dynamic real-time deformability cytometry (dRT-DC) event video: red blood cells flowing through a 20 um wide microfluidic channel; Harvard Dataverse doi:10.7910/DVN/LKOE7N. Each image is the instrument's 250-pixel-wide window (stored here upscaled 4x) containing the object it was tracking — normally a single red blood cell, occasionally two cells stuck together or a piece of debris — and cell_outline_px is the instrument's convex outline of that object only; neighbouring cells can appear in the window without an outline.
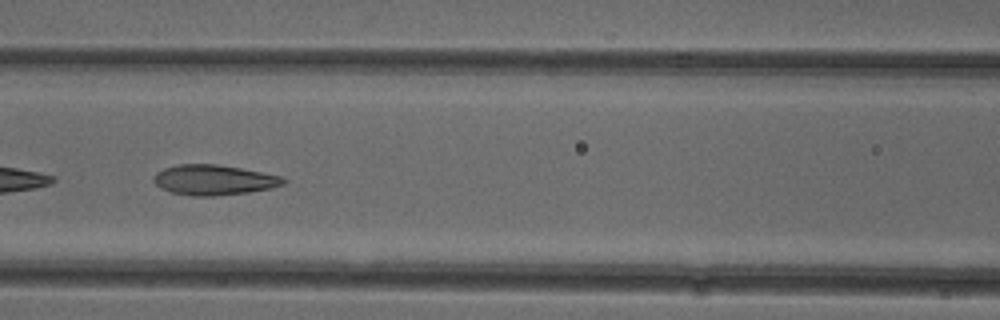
{"species": "common noctule bat (a hibernating species)", "species_latin": "Nyctalus noctula", "temperature_condition": "cold", "stored_images_in_passage": 51, "camera_frame_rate_fps": 3000, "um_per_image_px": 0.085, "animal": {"sex": "female"}, "frame": {"image": 1, "passage_image": 22, "time_ms": 7.0, "image_size_px": [1000, 320], "cell_outline_px": [[288, 180], [284, 184], [268, 188], [248, 192], [212, 196], [192, 196], [172, 192], [160, 188], [152, 180], [152, 176], [156, 172], [164, 168], [176, 164], [216, 164], [240, 168], [280, 176]], "centroid_in_image_um": [18.11, 15.29], "position_along_channel_um": 148.5, "area_um2": 22.72}, "authors_computed_cell_mechanics": {"area_um2": 23.0622, "velocity_mm_per_s": 3.9167, "shape_relaxation_time_tau1_ms": 7.9403, "shape_relaxation_time_tau2_ms": 1.847, "deformation_change_tau1": 0.2061, "deformation_change_tau2": 0.0801}}